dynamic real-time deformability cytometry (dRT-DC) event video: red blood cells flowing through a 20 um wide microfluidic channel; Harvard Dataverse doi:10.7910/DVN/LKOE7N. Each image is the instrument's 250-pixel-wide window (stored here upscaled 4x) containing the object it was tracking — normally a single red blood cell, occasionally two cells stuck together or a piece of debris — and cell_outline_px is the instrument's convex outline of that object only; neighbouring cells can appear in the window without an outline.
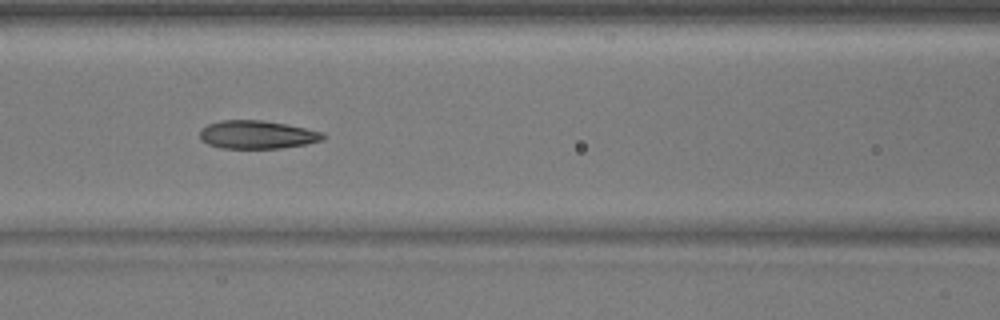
{"species": "common noctule bat (a hibernating species)", "species_latin": "Nyctalus noctula", "temperature_condition": "warm", "stored_images_in_passage": 52, "camera_frame_rate_fps": 3000, "um_per_image_px": 0.085, "animal": {"sex": "male", "body_mass_g": 17.9}, "frame": {"image": 1, "passage_image": 23, "time_ms": 7.333, "image_size_px": [1000, 320], "cell_outline_px": [[328, 136], [324, 140], [304, 144], [280, 148], [220, 148], [208, 144], [200, 140], [200, 128], [208, 124], [220, 120], [264, 120], [324, 132]], "centroid_in_image_um": [21.84, 11.44], "position_along_channel_um": 144.8, "area_um2": 20.35}}